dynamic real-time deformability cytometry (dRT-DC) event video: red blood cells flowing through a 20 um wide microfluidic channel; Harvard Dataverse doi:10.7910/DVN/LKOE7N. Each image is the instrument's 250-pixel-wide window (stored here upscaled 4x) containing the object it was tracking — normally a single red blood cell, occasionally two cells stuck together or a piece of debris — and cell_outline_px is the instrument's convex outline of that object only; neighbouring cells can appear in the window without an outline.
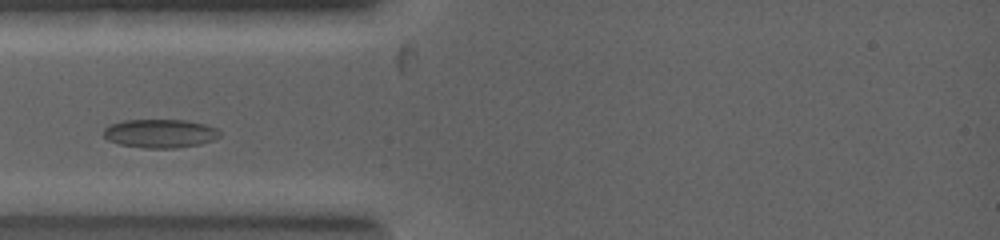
{"species": "common noctule bat (a hibernating species)", "species_latin": "Nyctalus noctula", "temperature_condition": "warm", "stored_images_in_passage": 29, "camera_frame_rate_fps": 5000, "um_per_image_px": 0.085, "animal": {"sex": "female", "body_mass_g": 19.0, "forearm_length_mm": 53.3}, "frame": {"image": 1, "passage_image": 1, "time_ms": 0.0, "image_size_px": [1000, 240], "cell_outline_px": [[220, 136], [212, 140], [200, 144], [176, 148], [144, 148], [120, 144], [108, 140], [104, 136], [104, 128], [108, 124], [124, 120], [184, 120], [204, 124], [216, 128], [220, 132]], "centroid_in_image_um": [13.58, 11.34], "position_along_channel_um": 71.4, "area_um2": 19.36}}
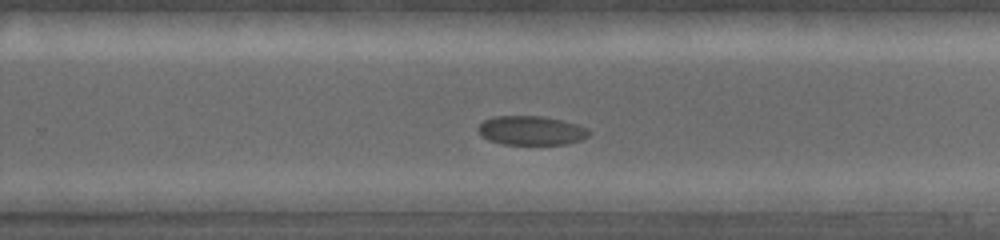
{"frame": {"image": 2, "passage_image": 22, "time_ms": 3.6, "image_size_px": [1000, 240], "cell_outline_px": [[592, 132], [588, 136], [580, 140], [564, 144], [504, 144], [488, 140], [480, 136], [476, 128], [484, 120], [496, 116], [540, 116], [564, 120], [588, 128]], "centroid_in_image_um": [45.14, 11.09], "position_along_channel_um": 284.7, "area_um2": 18.9}}
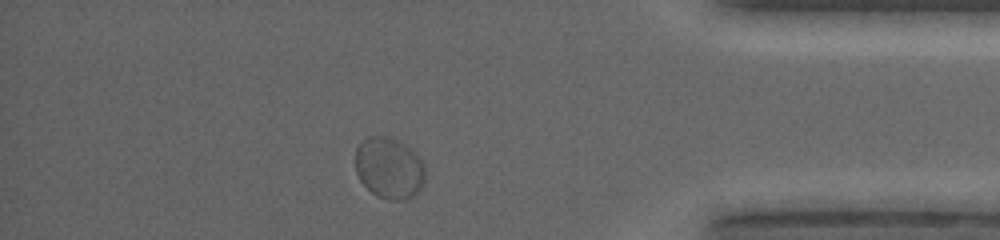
{"frame": {"image": 3, "passage_image": 28, "time_ms": 6.0, "image_size_px": [1000, 240], "cell_outline_px": [[424, 184], [416, 196], [404, 200], [388, 200], [376, 196], [360, 180], [356, 172], [356, 148], [368, 136], [388, 136], [412, 148], [424, 160]], "centroid_in_image_um": [33.12, 14.3], "position_along_channel_um": 402.1, "area_um2": 25.32}}